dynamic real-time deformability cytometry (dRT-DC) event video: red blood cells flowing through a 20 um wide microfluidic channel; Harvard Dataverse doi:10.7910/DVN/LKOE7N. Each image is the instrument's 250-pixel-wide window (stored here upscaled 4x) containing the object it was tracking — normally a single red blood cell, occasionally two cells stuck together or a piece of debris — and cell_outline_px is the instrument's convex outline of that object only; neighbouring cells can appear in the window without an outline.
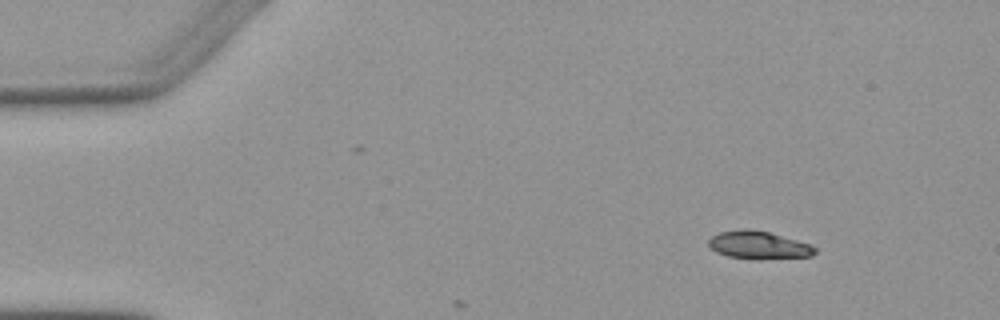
{"species": "Egyptian fruit bat (a non-hibernating species)", "species_latin": "Rousettus aegyptiacus", "temperature_condition": "warm", "stored_images_in_passage": 5, "camera_frame_rate_fps": 3000, "um_per_image_px": 0.085, "animal": {"sex": "female"}, "frame": {"image": 1, "passage_image": 1, "time_ms": 0.0, "image_size_px": [1000, 320], "cell_outline_px": [[816, 252], [812, 256], [760, 260], [752, 260], [728, 256], [716, 252], [708, 244], [708, 240], [712, 236], [720, 232], [740, 228], [752, 228], [768, 232], [812, 244], [816, 248]], "centroid_in_image_um": [64.49, 20.84], "position_along_channel_um": 20.5, "area_um2": 17.63}}
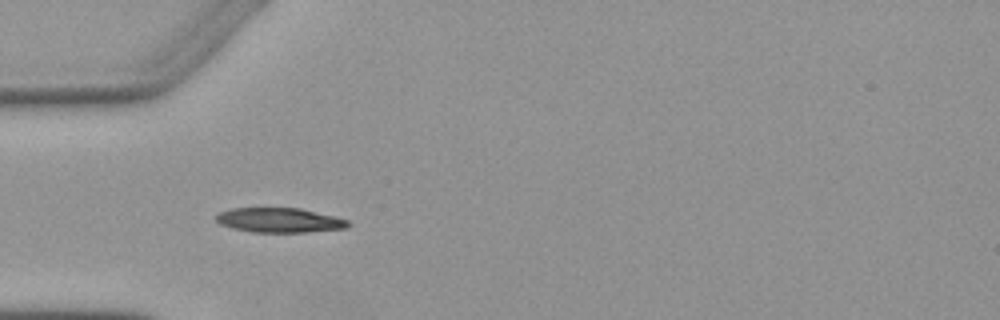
{"frame": {"image": 2, "passage_image": 4, "time_ms": 3.333, "image_size_px": [1000, 320], "cell_outline_px": [[352, 224], [348, 228], [304, 232], [252, 232], [232, 228], [220, 224], [212, 216], [220, 212], [232, 208], [300, 208], [336, 216], [348, 220]], "centroid_in_image_um": [23.76, 18.71], "position_along_channel_um": 61.2, "area_um2": 19.13}}